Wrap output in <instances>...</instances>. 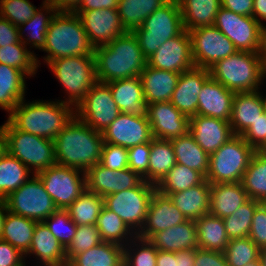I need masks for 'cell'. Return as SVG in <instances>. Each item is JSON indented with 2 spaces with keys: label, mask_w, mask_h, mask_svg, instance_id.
Instances as JSON below:
<instances>
[{
  "label": "cell",
  "mask_w": 266,
  "mask_h": 266,
  "mask_svg": "<svg viewBox=\"0 0 266 266\" xmlns=\"http://www.w3.org/2000/svg\"><path fill=\"white\" fill-rule=\"evenodd\" d=\"M102 133L76 116L55 137V158L58 165L86 172L100 163Z\"/></svg>",
  "instance_id": "obj_1"
},
{
  "label": "cell",
  "mask_w": 266,
  "mask_h": 266,
  "mask_svg": "<svg viewBox=\"0 0 266 266\" xmlns=\"http://www.w3.org/2000/svg\"><path fill=\"white\" fill-rule=\"evenodd\" d=\"M94 58L97 79L104 83L140 76L147 65L139 42L130 31L95 47Z\"/></svg>",
  "instance_id": "obj_2"
},
{
  "label": "cell",
  "mask_w": 266,
  "mask_h": 266,
  "mask_svg": "<svg viewBox=\"0 0 266 266\" xmlns=\"http://www.w3.org/2000/svg\"><path fill=\"white\" fill-rule=\"evenodd\" d=\"M74 116L75 108L59 100L25 103L24 99L8 115V120L18 130L54 140Z\"/></svg>",
  "instance_id": "obj_3"
},
{
  "label": "cell",
  "mask_w": 266,
  "mask_h": 266,
  "mask_svg": "<svg viewBox=\"0 0 266 266\" xmlns=\"http://www.w3.org/2000/svg\"><path fill=\"white\" fill-rule=\"evenodd\" d=\"M42 50L48 53L44 57L48 64L63 57L94 56L95 48L75 12L57 11L48 26Z\"/></svg>",
  "instance_id": "obj_4"
},
{
  "label": "cell",
  "mask_w": 266,
  "mask_h": 266,
  "mask_svg": "<svg viewBox=\"0 0 266 266\" xmlns=\"http://www.w3.org/2000/svg\"><path fill=\"white\" fill-rule=\"evenodd\" d=\"M1 127L3 149L20 160L34 175L57 164L54 140L18 130L8 119Z\"/></svg>",
  "instance_id": "obj_5"
},
{
  "label": "cell",
  "mask_w": 266,
  "mask_h": 266,
  "mask_svg": "<svg viewBox=\"0 0 266 266\" xmlns=\"http://www.w3.org/2000/svg\"><path fill=\"white\" fill-rule=\"evenodd\" d=\"M210 76L237 92L256 91L262 82L261 60L257 53L237 51L209 68Z\"/></svg>",
  "instance_id": "obj_6"
},
{
  "label": "cell",
  "mask_w": 266,
  "mask_h": 266,
  "mask_svg": "<svg viewBox=\"0 0 266 266\" xmlns=\"http://www.w3.org/2000/svg\"><path fill=\"white\" fill-rule=\"evenodd\" d=\"M184 30L178 1L168 0L132 32L139 42L144 57L148 59L162 44Z\"/></svg>",
  "instance_id": "obj_7"
},
{
  "label": "cell",
  "mask_w": 266,
  "mask_h": 266,
  "mask_svg": "<svg viewBox=\"0 0 266 266\" xmlns=\"http://www.w3.org/2000/svg\"><path fill=\"white\" fill-rule=\"evenodd\" d=\"M47 65L69 94L66 100L60 101L74 108L98 81L94 56L63 57Z\"/></svg>",
  "instance_id": "obj_8"
},
{
  "label": "cell",
  "mask_w": 266,
  "mask_h": 266,
  "mask_svg": "<svg viewBox=\"0 0 266 266\" xmlns=\"http://www.w3.org/2000/svg\"><path fill=\"white\" fill-rule=\"evenodd\" d=\"M255 151L241 135H234L210 155L205 179L210 184L241 182Z\"/></svg>",
  "instance_id": "obj_9"
},
{
  "label": "cell",
  "mask_w": 266,
  "mask_h": 266,
  "mask_svg": "<svg viewBox=\"0 0 266 266\" xmlns=\"http://www.w3.org/2000/svg\"><path fill=\"white\" fill-rule=\"evenodd\" d=\"M155 190V185L143 180L135 188L107 195L103 198V205L119 216L137 234L143 227Z\"/></svg>",
  "instance_id": "obj_10"
},
{
  "label": "cell",
  "mask_w": 266,
  "mask_h": 266,
  "mask_svg": "<svg viewBox=\"0 0 266 266\" xmlns=\"http://www.w3.org/2000/svg\"><path fill=\"white\" fill-rule=\"evenodd\" d=\"M4 202L11 213L37 222H43L58 210L41 179L34 174L31 179L9 194Z\"/></svg>",
  "instance_id": "obj_11"
},
{
  "label": "cell",
  "mask_w": 266,
  "mask_h": 266,
  "mask_svg": "<svg viewBox=\"0 0 266 266\" xmlns=\"http://www.w3.org/2000/svg\"><path fill=\"white\" fill-rule=\"evenodd\" d=\"M36 175L58 209L66 210L86 190L85 172L76 168L55 164Z\"/></svg>",
  "instance_id": "obj_12"
},
{
  "label": "cell",
  "mask_w": 266,
  "mask_h": 266,
  "mask_svg": "<svg viewBox=\"0 0 266 266\" xmlns=\"http://www.w3.org/2000/svg\"><path fill=\"white\" fill-rule=\"evenodd\" d=\"M120 113L109 85L100 81L92 86L75 108V116L100 133H103Z\"/></svg>",
  "instance_id": "obj_13"
},
{
  "label": "cell",
  "mask_w": 266,
  "mask_h": 266,
  "mask_svg": "<svg viewBox=\"0 0 266 266\" xmlns=\"http://www.w3.org/2000/svg\"><path fill=\"white\" fill-rule=\"evenodd\" d=\"M195 67H212L217 61L235 54L234 44L215 26L189 30Z\"/></svg>",
  "instance_id": "obj_14"
},
{
  "label": "cell",
  "mask_w": 266,
  "mask_h": 266,
  "mask_svg": "<svg viewBox=\"0 0 266 266\" xmlns=\"http://www.w3.org/2000/svg\"><path fill=\"white\" fill-rule=\"evenodd\" d=\"M214 26L218 28L238 51L257 53L260 24L253 16H244L220 8Z\"/></svg>",
  "instance_id": "obj_15"
},
{
  "label": "cell",
  "mask_w": 266,
  "mask_h": 266,
  "mask_svg": "<svg viewBox=\"0 0 266 266\" xmlns=\"http://www.w3.org/2000/svg\"><path fill=\"white\" fill-rule=\"evenodd\" d=\"M147 65L161 70L182 73L195 67L189 31L184 30L162 44L147 59Z\"/></svg>",
  "instance_id": "obj_16"
},
{
  "label": "cell",
  "mask_w": 266,
  "mask_h": 266,
  "mask_svg": "<svg viewBox=\"0 0 266 266\" xmlns=\"http://www.w3.org/2000/svg\"><path fill=\"white\" fill-rule=\"evenodd\" d=\"M103 141L124 148L151 142L153 135L147 116L120 115L102 133Z\"/></svg>",
  "instance_id": "obj_17"
},
{
  "label": "cell",
  "mask_w": 266,
  "mask_h": 266,
  "mask_svg": "<svg viewBox=\"0 0 266 266\" xmlns=\"http://www.w3.org/2000/svg\"><path fill=\"white\" fill-rule=\"evenodd\" d=\"M143 178L130 168L111 170L97 163L85 172L86 190L103 198L109 194L137 187Z\"/></svg>",
  "instance_id": "obj_18"
},
{
  "label": "cell",
  "mask_w": 266,
  "mask_h": 266,
  "mask_svg": "<svg viewBox=\"0 0 266 266\" xmlns=\"http://www.w3.org/2000/svg\"><path fill=\"white\" fill-rule=\"evenodd\" d=\"M88 34L89 41L95 47L110 43L126 33L117 9H98L74 11Z\"/></svg>",
  "instance_id": "obj_19"
},
{
  "label": "cell",
  "mask_w": 266,
  "mask_h": 266,
  "mask_svg": "<svg viewBox=\"0 0 266 266\" xmlns=\"http://www.w3.org/2000/svg\"><path fill=\"white\" fill-rule=\"evenodd\" d=\"M147 117L153 138L171 140L189 132L190 119L170 101L148 104Z\"/></svg>",
  "instance_id": "obj_20"
},
{
  "label": "cell",
  "mask_w": 266,
  "mask_h": 266,
  "mask_svg": "<svg viewBox=\"0 0 266 266\" xmlns=\"http://www.w3.org/2000/svg\"><path fill=\"white\" fill-rule=\"evenodd\" d=\"M187 218L169 196L154 191L142 229L136 236L149 240L155 233L185 222Z\"/></svg>",
  "instance_id": "obj_21"
},
{
  "label": "cell",
  "mask_w": 266,
  "mask_h": 266,
  "mask_svg": "<svg viewBox=\"0 0 266 266\" xmlns=\"http://www.w3.org/2000/svg\"><path fill=\"white\" fill-rule=\"evenodd\" d=\"M207 68L194 67L182 72L170 102L189 119L197 115L198 94L210 78Z\"/></svg>",
  "instance_id": "obj_22"
},
{
  "label": "cell",
  "mask_w": 266,
  "mask_h": 266,
  "mask_svg": "<svg viewBox=\"0 0 266 266\" xmlns=\"http://www.w3.org/2000/svg\"><path fill=\"white\" fill-rule=\"evenodd\" d=\"M189 132L209 155L234 136L229 121L203 115L190 118Z\"/></svg>",
  "instance_id": "obj_23"
},
{
  "label": "cell",
  "mask_w": 266,
  "mask_h": 266,
  "mask_svg": "<svg viewBox=\"0 0 266 266\" xmlns=\"http://www.w3.org/2000/svg\"><path fill=\"white\" fill-rule=\"evenodd\" d=\"M235 93L210 77L198 94L197 115L209 116L224 121L231 118Z\"/></svg>",
  "instance_id": "obj_24"
},
{
  "label": "cell",
  "mask_w": 266,
  "mask_h": 266,
  "mask_svg": "<svg viewBox=\"0 0 266 266\" xmlns=\"http://www.w3.org/2000/svg\"><path fill=\"white\" fill-rule=\"evenodd\" d=\"M112 97L122 113L147 116L148 104L139 76L107 83Z\"/></svg>",
  "instance_id": "obj_25"
},
{
  "label": "cell",
  "mask_w": 266,
  "mask_h": 266,
  "mask_svg": "<svg viewBox=\"0 0 266 266\" xmlns=\"http://www.w3.org/2000/svg\"><path fill=\"white\" fill-rule=\"evenodd\" d=\"M263 112L264 105L259 90L235 93L229 120L234 135H242Z\"/></svg>",
  "instance_id": "obj_26"
},
{
  "label": "cell",
  "mask_w": 266,
  "mask_h": 266,
  "mask_svg": "<svg viewBox=\"0 0 266 266\" xmlns=\"http://www.w3.org/2000/svg\"><path fill=\"white\" fill-rule=\"evenodd\" d=\"M35 255L44 266H67L65 247L54 237L49 228L38 222L34 229L30 249L25 254Z\"/></svg>",
  "instance_id": "obj_27"
},
{
  "label": "cell",
  "mask_w": 266,
  "mask_h": 266,
  "mask_svg": "<svg viewBox=\"0 0 266 266\" xmlns=\"http://www.w3.org/2000/svg\"><path fill=\"white\" fill-rule=\"evenodd\" d=\"M180 74L146 65L139 77L147 104L170 101Z\"/></svg>",
  "instance_id": "obj_28"
},
{
  "label": "cell",
  "mask_w": 266,
  "mask_h": 266,
  "mask_svg": "<svg viewBox=\"0 0 266 266\" xmlns=\"http://www.w3.org/2000/svg\"><path fill=\"white\" fill-rule=\"evenodd\" d=\"M210 214L225 218L232 215L249 197L241 182L210 184Z\"/></svg>",
  "instance_id": "obj_29"
},
{
  "label": "cell",
  "mask_w": 266,
  "mask_h": 266,
  "mask_svg": "<svg viewBox=\"0 0 266 266\" xmlns=\"http://www.w3.org/2000/svg\"><path fill=\"white\" fill-rule=\"evenodd\" d=\"M149 241L161 251L177 252L198 248L197 228L194 220L155 233Z\"/></svg>",
  "instance_id": "obj_30"
},
{
  "label": "cell",
  "mask_w": 266,
  "mask_h": 266,
  "mask_svg": "<svg viewBox=\"0 0 266 266\" xmlns=\"http://www.w3.org/2000/svg\"><path fill=\"white\" fill-rule=\"evenodd\" d=\"M168 196L187 220L196 221L210 212V183L206 179L201 184Z\"/></svg>",
  "instance_id": "obj_31"
},
{
  "label": "cell",
  "mask_w": 266,
  "mask_h": 266,
  "mask_svg": "<svg viewBox=\"0 0 266 266\" xmlns=\"http://www.w3.org/2000/svg\"><path fill=\"white\" fill-rule=\"evenodd\" d=\"M180 6L184 29L214 26L221 0H177Z\"/></svg>",
  "instance_id": "obj_32"
},
{
  "label": "cell",
  "mask_w": 266,
  "mask_h": 266,
  "mask_svg": "<svg viewBox=\"0 0 266 266\" xmlns=\"http://www.w3.org/2000/svg\"><path fill=\"white\" fill-rule=\"evenodd\" d=\"M25 75L20 69L0 63V108L9 114L25 99Z\"/></svg>",
  "instance_id": "obj_33"
},
{
  "label": "cell",
  "mask_w": 266,
  "mask_h": 266,
  "mask_svg": "<svg viewBox=\"0 0 266 266\" xmlns=\"http://www.w3.org/2000/svg\"><path fill=\"white\" fill-rule=\"evenodd\" d=\"M174 148L176 162L200 172L206 177L209 170L210 155L207 154L188 132L170 140Z\"/></svg>",
  "instance_id": "obj_34"
},
{
  "label": "cell",
  "mask_w": 266,
  "mask_h": 266,
  "mask_svg": "<svg viewBox=\"0 0 266 266\" xmlns=\"http://www.w3.org/2000/svg\"><path fill=\"white\" fill-rule=\"evenodd\" d=\"M37 223L33 219L25 218L7 210L0 239L10 243L23 254H26L30 249Z\"/></svg>",
  "instance_id": "obj_35"
},
{
  "label": "cell",
  "mask_w": 266,
  "mask_h": 266,
  "mask_svg": "<svg viewBox=\"0 0 266 266\" xmlns=\"http://www.w3.org/2000/svg\"><path fill=\"white\" fill-rule=\"evenodd\" d=\"M124 264V247L102 242L83 253L75 255L67 266H122Z\"/></svg>",
  "instance_id": "obj_36"
},
{
  "label": "cell",
  "mask_w": 266,
  "mask_h": 266,
  "mask_svg": "<svg viewBox=\"0 0 266 266\" xmlns=\"http://www.w3.org/2000/svg\"><path fill=\"white\" fill-rule=\"evenodd\" d=\"M198 248L223 252L229 242L223 218L207 213L195 221Z\"/></svg>",
  "instance_id": "obj_37"
},
{
  "label": "cell",
  "mask_w": 266,
  "mask_h": 266,
  "mask_svg": "<svg viewBox=\"0 0 266 266\" xmlns=\"http://www.w3.org/2000/svg\"><path fill=\"white\" fill-rule=\"evenodd\" d=\"M31 170L6 150L0 151V199L16 191L31 176Z\"/></svg>",
  "instance_id": "obj_38"
},
{
  "label": "cell",
  "mask_w": 266,
  "mask_h": 266,
  "mask_svg": "<svg viewBox=\"0 0 266 266\" xmlns=\"http://www.w3.org/2000/svg\"><path fill=\"white\" fill-rule=\"evenodd\" d=\"M176 163L174 148L170 140L153 138L148 166V183L157 186Z\"/></svg>",
  "instance_id": "obj_39"
},
{
  "label": "cell",
  "mask_w": 266,
  "mask_h": 266,
  "mask_svg": "<svg viewBox=\"0 0 266 266\" xmlns=\"http://www.w3.org/2000/svg\"><path fill=\"white\" fill-rule=\"evenodd\" d=\"M42 5L43 7H41V9L38 8L32 18H30L26 23L18 26L20 41H22L25 46L31 43L32 47L34 46L35 49L37 48L39 50H42L45 47L48 26L50 25L53 16L57 12V10L51 4L45 3L43 1ZM44 11L46 12L45 14L43 13ZM23 28H28L27 30H29L27 33L28 35H26L27 38H24L25 36L23 33H25V30Z\"/></svg>",
  "instance_id": "obj_40"
},
{
  "label": "cell",
  "mask_w": 266,
  "mask_h": 266,
  "mask_svg": "<svg viewBox=\"0 0 266 266\" xmlns=\"http://www.w3.org/2000/svg\"><path fill=\"white\" fill-rule=\"evenodd\" d=\"M168 0H118V14L126 31L132 32Z\"/></svg>",
  "instance_id": "obj_41"
},
{
  "label": "cell",
  "mask_w": 266,
  "mask_h": 266,
  "mask_svg": "<svg viewBox=\"0 0 266 266\" xmlns=\"http://www.w3.org/2000/svg\"><path fill=\"white\" fill-rule=\"evenodd\" d=\"M96 226L104 242L115 243L122 247L127 245L136 236L119 216L104 205L101 208Z\"/></svg>",
  "instance_id": "obj_42"
},
{
  "label": "cell",
  "mask_w": 266,
  "mask_h": 266,
  "mask_svg": "<svg viewBox=\"0 0 266 266\" xmlns=\"http://www.w3.org/2000/svg\"><path fill=\"white\" fill-rule=\"evenodd\" d=\"M249 199L262 202L266 198V156L257 150L241 180Z\"/></svg>",
  "instance_id": "obj_43"
},
{
  "label": "cell",
  "mask_w": 266,
  "mask_h": 266,
  "mask_svg": "<svg viewBox=\"0 0 266 266\" xmlns=\"http://www.w3.org/2000/svg\"><path fill=\"white\" fill-rule=\"evenodd\" d=\"M204 180L205 177L200 172L176 163L156 186V189L168 196L201 184Z\"/></svg>",
  "instance_id": "obj_44"
},
{
  "label": "cell",
  "mask_w": 266,
  "mask_h": 266,
  "mask_svg": "<svg viewBox=\"0 0 266 266\" xmlns=\"http://www.w3.org/2000/svg\"><path fill=\"white\" fill-rule=\"evenodd\" d=\"M103 197L85 190L67 209L71 220L77 225H96Z\"/></svg>",
  "instance_id": "obj_45"
},
{
  "label": "cell",
  "mask_w": 266,
  "mask_h": 266,
  "mask_svg": "<svg viewBox=\"0 0 266 266\" xmlns=\"http://www.w3.org/2000/svg\"><path fill=\"white\" fill-rule=\"evenodd\" d=\"M39 62L36 55L29 51L22 41L0 47V63L20 69L27 76L31 77L36 74Z\"/></svg>",
  "instance_id": "obj_46"
},
{
  "label": "cell",
  "mask_w": 266,
  "mask_h": 266,
  "mask_svg": "<svg viewBox=\"0 0 266 266\" xmlns=\"http://www.w3.org/2000/svg\"><path fill=\"white\" fill-rule=\"evenodd\" d=\"M260 201L249 199L232 215L223 218L226 234L229 239L245 238L249 236L252 219Z\"/></svg>",
  "instance_id": "obj_47"
},
{
  "label": "cell",
  "mask_w": 266,
  "mask_h": 266,
  "mask_svg": "<svg viewBox=\"0 0 266 266\" xmlns=\"http://www.w3.org/2000/svg\"><path fill=\"white\" fill-rule=\"evenodd\" d=\"M229 266H245L260 258V249L249 238L230 239L223 251Z\"/></svg>",
  "instance_id": "obj_48"
},
{
  "label": "cell",
  "mask_w": 266,
  "mask_h": 266,
  "mask_svg": "<svg viewBox=\"0 0 266 266\" xmlns=\"http://www.w3.org/2000/svg\"><path fill=\"white\" fill-rule=\"evenodd\" d=\"M129 243L124 246L125 266H156L158 249L149 240L135 236Z\"/></svg>",
  "instance_id": "obj_49"
},
{
  "label": "cell",
  "mask_w": 266,
  "mask_h": 266,
  "mask_svg": "<svg viewBox=\"0 0 266 266\" xmlns=\"http://www.w3.org/2000/svg\"><path fill=\"white\" fill-rule=\"evenodd\" d=\"M99 230L96 225L77 226L74 238L65 248L67 263L77 254L102 243Z\"/></svg>",
  "instance_id": "obj_50"
},
{
  "label": "cell",
  "mask_w": 266,
  "mask_h": 266,
  "mask_svg": "<svg viewBox=\"0 0 266 266\" xmlns=\"http://www.w3.org/2000/svg\"><path fill=\"white\" fill-rule=\"evenodd\" d=\"M43 223L65 248L74 238L77 229V225L71 220L68 212L62 209H58L50 217L46 218Z\"/></svg>",
  "instance_id": "obj_51"
},
{
  "label": "cell",
  "mask_w": 266,
  "mask_h": 266,
  "mask_svg": "<svg viewBox=\"0 0 266 266\" xmlns=\"http://www.w3.org/2000/svg\"><path fill=\"white\" fill-rule=\"evenodd\" d=\"M37 9L28 0H0V16L16 26L26 23Z\"/></svg>",
  "instance_id": "obj_52"
},
{
  "label": "cell",
  "mask_w": 266,
  "mask_h": 266,
  "mask_svg": "<svg viewBox=\"0 0 266 266\" xmlns=\"http://www.w3.org/2000/svg\"><path fill=\"white\" fill-rule=\"evenodd\" d=\"M128 168L138 173L148 182V166L150 161L151 142H146L127 149Z\"/></svg>",
  "instance_id": "obj_53"
},
{
  "label": "cell",
  "mask_w": 266,
  "mask_h": 266,
  "mask_svg": "<svg viewBox=\"0 0 266 266\" xmlns=\"http://www.w3.org/2000/svg\"><path fill=\"white\" fill-rule=\"evenodd\" d=\"M100 164L111 170L128 168L127 148L103 142Z\"/></svg>",
  "instance_id": "obj_54"
},
{
  "label": "cell",
  "mask_w": 266,
  "mask_h": 266,
  "mask_svg": "<svg viewBox=\"0 0 266 266\" xmlns=\"http://www.w3.org/2000/svg\"><path fill=\"white\" fill-rule=\"evenodd\" d=\"M248 237L260 250L266 247V208L262 204L255 210Z\"/></svg>",
  "instance_id": "obj_55"
},
{
  "label": "cell",
  "mask_w": 266,
  "mask_h": 266,
  "mask_svg": "<svg viewBox=\"0 0 266 266\" xmlns=\"http://www.w3.org/2000/svg\"><path fill=\"white\" fill-rule=\"evenodd\" d=\"M241 136L247 144L258 150L266 142V111Z\"/></svg>",
  "instance_id": "obj_56"
},
{
  "label": "cell",
  "mask_w": 266,
  "mask_h": 266,
  "mask_svg": "<svg viewBox=\"0 0 266 266\" xmlns=\"http://www.w3.org/2000/svg\"><path fill=\"white\" fill-rule=\"evenodd\" d=\"M25 254L10 243L0 239V266H26Z\"/></svg>",
  "instance_id": "obj_57"
},
{
  "label": "cell",
  "mask_w": 266,
  "mask_h": 266,
  "mask_svg": "<svg viewBox=\"0 0 266 266\" xmlns=\"http://www.w3.org/2000/svg\"><path fill=\"white\" fill-rule=\"evenodd\" d=\"M194 266H229L223 252L195 248Z\"/></svg>",
  "instance_id": "obj_58"
},
{
  "label": "cell",
  "mask_w": 266,
  "mask_h": 266,
  "mask_svg": "<svg viewBox=\"0 0 266 266\" xmlns=\"http://www.w3.org/2000/svg\"><path fill=\"white\" fill-rule=\"evenodd\" d=\"M19 42L18 26L0 16V47Z\"/></svg>",
  "instance_id": "obj_59"
},
{
  "label": "cell",
  "mask_w": 266,
  "mask_h": 266,
  "mask_svg": "<svg viewBox=\"0 0 266 266\" xmlns=\"http://www.w3.org/2000/svg\"><path fill=\"white\" fill-rule=\"evenodd\" d=\"M254 0H221V7L244 16H253Z\"/></svg>",
  "instance_id": "obj_60"
},
{
  "label": "cell",
  "mask_w": 266,
  "mask_h": 266,
  "mask_svg": "<svg viewBox=\"0 0 266 266\" xmlns=\"http://www.w3.org/2000/svg\"><path fill=\"white\" fill-rule=\"evenodd\" d=\"M117 9L118 0H82L75 11Z\"/></svg>",
  "instance_id": "obj_61"
},
{
  "label": "cell",
  "mask_w": 266,
  "mask_h": 266,
  "mask_svg": "<svg viewBox=\"0 0 266 266\" xmlns=\"http://www.w3.org/2000/svg\"><path fill=\"white\" fill-rule=\"evenodd\" d=\"M82 0H44L51 4L57 11L74 12Z\"/></svg>",
  "instance_id": "obj_62"
},
{
  "label": "cell",
  "mask_w": 266,
  "mask_h": 266,
  "mask_svg": "<svg viewBox=\"0 0 266 266\" xmlns=\"http://www.w3.org/2000/svg\"><path fill=\"white\" fill-rule=\"evenodd\" d=\"M177 266H194L195 249H183L176 252Z\"/></svg>",
  "instance_id": "obj_63"
},
{
  "label": "cell",
  "mask_w": 266,
  "mask_h": 266,
  "mask_svg": "<svg viewBox=\"0 0 266 266\" xmlns=\"http://www.w3.org/2000/svg\"><path fill=\"white\" fill-rule=\"evenodd\" d=\"M156 266H177L176 252L158 250Z\"/></svg>",
  "instance_id": "obj_64"
},
{
  "label": "cell",
  "mask_w": 266,
  "mask_h": 266,
  "mask_svg": "<svg viewBox=\"0 0 266 266\" xmlns=\"http://www.w3.org/2000/svg\"><path fill=\"white\" fill-rule=\"evenodd\" d=\"M253 17L260 24H263L262 20L266 21V0H254Z\"/></svg>",
  "instance_id": "obj_65"
},
{
  "label": "cell",
  "mask_w": 266,
  "mask_h": 266,
  "mask_svg": "<svg viewBox=\"0 0 266 266\" xmlns=\"http://www.w3.org/2000/svg\"><path fill=\"white\" fill-rule=\"evenodd\" d=\"M257 55L260 60H266V25L262 24L260 29V37H259V46L257 50Z\"/></svg>",
  "instance_id": "obj_66"
},
{
  "label": "cell",
  "mask_w": 266,
  "mask_h": 266,
  "mask_svg": "<svg viewBox=\"0 0 266 266\" xmlns=\"http://www.w3.org/2000/svg\"><path fill=\"white\" fill-rule=\"evenodd\" d=\"M6 212H7V207L4 202V199H0V237L2 234V228H3V223H4Z\"/></svg>",
  "instance_id": "obj_67"
},
{
  "label": "cell",
  "mask_w": 266,
  "mask_h": 266,
  "mask_svg": "<svg viewBox=\"0 0 266 266\" xmlns=\"http://www.w3.org/2000/svg\"><path fill=\"white\" fill-rule=\"evenodd\" d=\"M260 261L262 266H266V247L260 250Z\"/></svg>",
  "instance_id": "obj_68"
},
{
  "label": "cell",
  "mask_w": 266,
  "mask_h": 266,
  "mask_svg": "<svg viewBox=\"0 0 266 266\" xmlns=\"http://www.w3.org/2000/svg\"><path fill=\"white\" fill-rule=\"evenodd\" d=\"M262 81L266 77V60H261Z\"/></svg>",
  "instance_id": "obj_69"
},
{
  "label": "cell",
  "mask_w": 266,
  "mask_h": 266,
  "mask_svg": "<svg viewBox=\"0 0 266 266\" xmlns=\"http://www.w3.org/2000/svg\"><path fill=\"white\" fill-rule=\"evenodd\" d=\"M245 266H262L261 264V261H260V258L254 262H251V263H248L247 265Z\"/></svg>",
  "instance_id": "obj_70"
},
{
  "label": "cell",
  "mask_w": 266,
  "mask_h": 266,
  "mask_svg": "<svg viewBox=\"0 0 266 266\" xmlns=\"http://www.w3.org/2000/svg\"><path fill=\"white\" fill-rule=\"evenodd\" d=\"M257 151L266 156V142Z\"/></svg>",
  "instance_id": "obj_71"
},
{
  "label": "cell",
  "mask_w": 266,
  "mask_h": 266,
  "mask_svg": "<svg viewBox=\"0 0 266 266\" xmlns=\"http://www.w3.org/2000/svg\"><path fill=\"white\" fill-rule=\"evenodd\" d=\"M261 98L263 100V105H264V111H266V95L265 97L261 94Z\"/></svg>",
  "instance_id": "obj_72"
},
{
  "label": "cell",
  "mask_w": 266,
  "mask_h": 266,
  "mask_svg": "<svg viewBox=\"0 0 266 266\" xmlns=\"http://www.w3.org/2000/svg\"><path fill=\"white\" fill-rule=\"evenodd\" d=\"M261 204L266 208V198L261 202Z\"/></svg>",
  "instance_id": "obj_73"
}]
</instances>
